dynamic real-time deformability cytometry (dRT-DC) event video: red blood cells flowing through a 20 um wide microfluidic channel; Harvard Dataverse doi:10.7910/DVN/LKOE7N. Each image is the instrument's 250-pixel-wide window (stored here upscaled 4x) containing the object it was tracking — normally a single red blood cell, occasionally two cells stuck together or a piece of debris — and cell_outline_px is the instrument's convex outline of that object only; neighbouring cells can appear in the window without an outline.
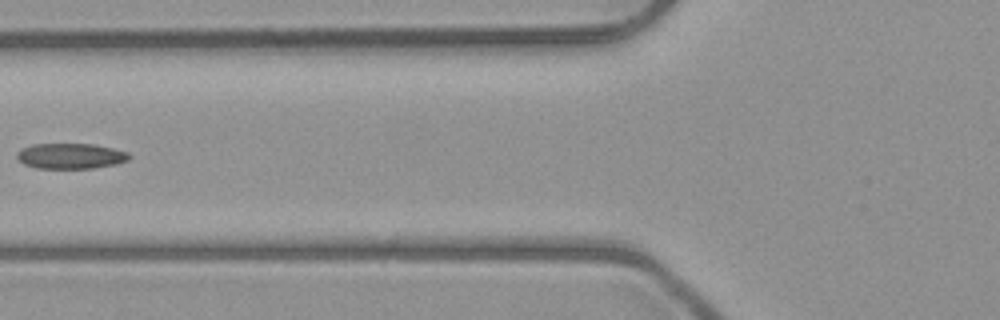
{"species": "common noctule bat (a hibernating species)", "species_latin": "Nyctalus noctula", "temperature_condition": "room temperature", "stored_images_in_passage": 6, "camera_frame_rate_fps": 3000, "um_per_image_px": 0.085, "animal": {"sex": "male", "body_mass_g": 23.1, "forearm_length_mm": 52.7}, "frame": {"image": 1, "passage_image": 5, "time_ms": 5.667, "image_size_px": [1000, 320], "cell_outline_px": [[132, 156], [128, 160], [116, 164], [92, 168], [36, 168], [24, 164], [16, 156], [16, 152], [32, 144], [92, 144], [112, 148], [128, 152]], "centroid_in_image_um": [6.02, 13.26], "position_along_channel_um": 119.8, "area_um2": 16.59}}
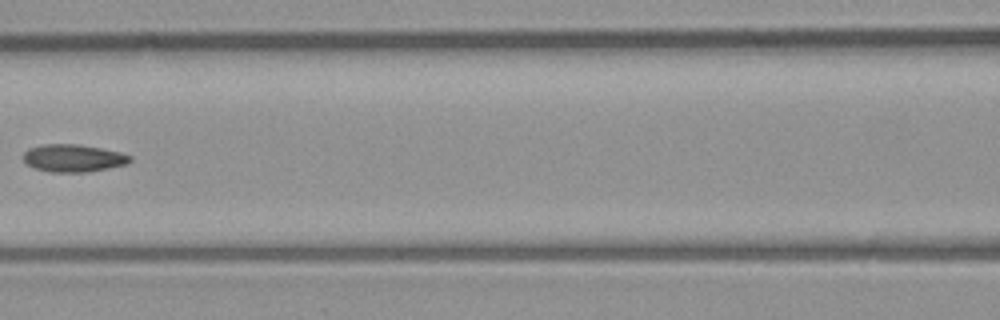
{"frame": {"image": 2, "passage_image": 6, "time_ms": 6.667, "image_size_px": [1000, 320], "cell_outline_px": [[132, 160], [124, 164], [108, 168], [88, 172], [48, 172], [36, 168], [28, 164], [24, 160], [24, 152], [28, 148], [44, 144], [76, 144], [100, 148], [120, 152], [132, 156]], "centroid_in_image_um": [6.22, 13.44], "position_along_channel_um": 160.4, "area_um2": 16.99}}